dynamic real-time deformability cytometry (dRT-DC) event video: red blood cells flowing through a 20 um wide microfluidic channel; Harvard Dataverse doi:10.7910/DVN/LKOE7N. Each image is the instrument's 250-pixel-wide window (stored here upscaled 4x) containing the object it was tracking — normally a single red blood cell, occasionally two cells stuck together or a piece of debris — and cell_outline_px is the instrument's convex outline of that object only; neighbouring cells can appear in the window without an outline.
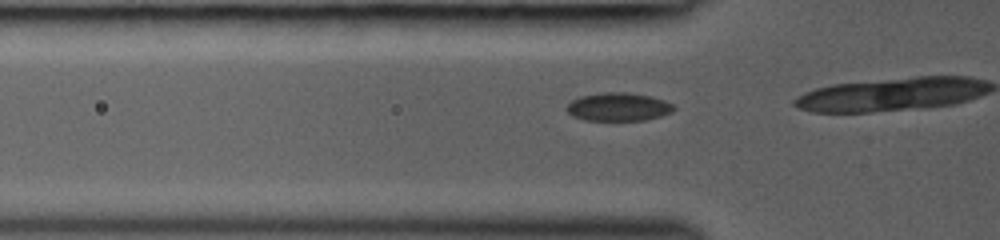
{"species": "common noctule bat (a hibernating species)", "species_latin": "Nyctalus noctula", "temperature_condition": "room temperature", "stored_images_in_passage": 7, "camera_frame_rate_fps": 3000, "um_per_image_px": 0.085, "animal": {"sex": "female", "body_mass_g": 19.0, "forearm_length_mm": 53.3}, "frame": {"image": 1, "passage_image": 5, "time_ms": 1.333, "image_size_px": [1000, 240], "cell_outline_px": [[676, 108], [672, 112], [648, 120], [584, 120], [572, 116], [564, 108], [572, 100], [580, 96], [604, 92], [628, 92], [652, 96], [664, 100], [672, 104]], "centroid_in_image_um": [52.56, 9.08], "position_along_channel_um": 73.2, "area_um2": 17.8}}